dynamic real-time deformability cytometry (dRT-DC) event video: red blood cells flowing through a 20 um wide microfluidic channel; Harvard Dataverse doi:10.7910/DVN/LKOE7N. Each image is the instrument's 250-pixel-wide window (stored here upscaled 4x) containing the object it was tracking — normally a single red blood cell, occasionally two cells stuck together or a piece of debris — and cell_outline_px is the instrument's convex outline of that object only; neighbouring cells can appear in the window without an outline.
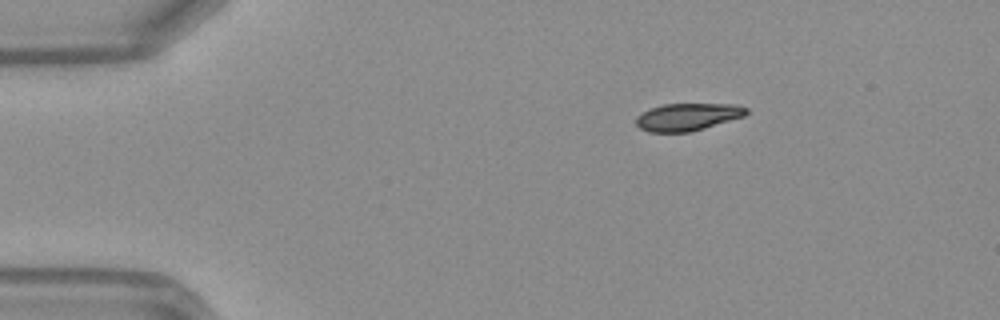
{"species": "Egyptian fruit bat (a non-hibernating species)", "species_latin": "Rousettus aegyptiacus", "temperature_condition": "warm", "stored_images_in_passage": 42, "camera_frame_rate_fps": 3000, "um_per_image_px": 0.085, "frame": {"image": 1, "passage_image": 1, "time_ms": 0.0, "image_size_px": [1000, 320], "cell_outline_px": [[748, 112], [744, 116], [704, 128], [688, 132], [648, 132], [640, 128], [636, 124], [636, 116], [652, 108], [664, 104], [736, 104], [748, 108]], "centroid_in_image_um": [58.45, 9.93], "position_along_channel_um": 26.5, "area_um2": 17.46}}
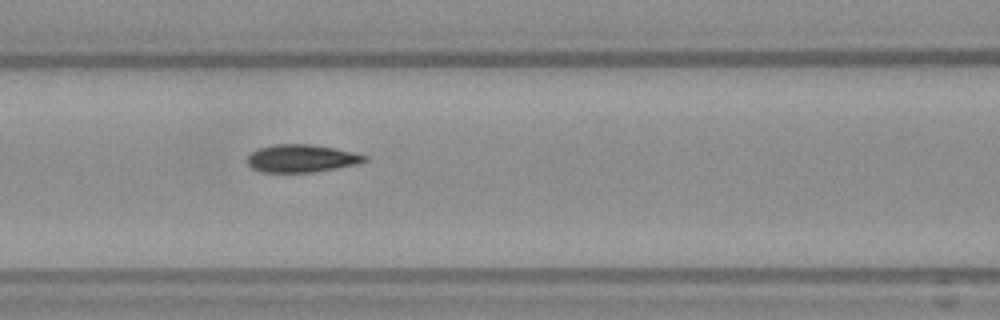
{"frame": {"image": 2, "passage_image": 14, "time_ms": 4.333, "image_size_px": [1000, 320], "cell_outline_px": [[368, 160], [360, 164], [312, 172], [260, 172], [252, 168], [248, 164], [248, 156], [256, 148], [276, 144], [312, 144], [336, 148], [368, 156]], "centroid_in_image_um": [25.64, 13.46], "position_along_channel_um": 141.0, "area_um2": 19.07}}
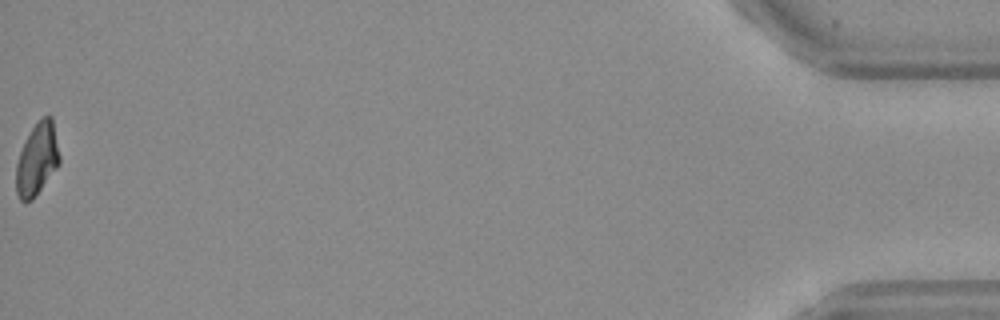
{"frame": {"image": 3, "passage_image": 42, "time_ms": 13.667, "image_size_px": [1000, 320], "cell_outline_px": [[60, 164], [32, 200], [20, 200], [16, 192], [16, 164], [20, 152], [32, 128], [44, 116], [52, 116], [60, 156]], "centroid_in_image_um": [3.17, 13.55], "position_along_channel_um": 432.0, "area_um2": 17.98}, "authors_computed_cell_mechanics": {"area_um2": 19.1607, "velocity_mm_per_s": 4.1747, "shape_relaxation_time_tau1_ms": 4.3852, "shape_relaxation_time_tau2_ms": 1.5215, "deformation_change_tau1": 0.1606, "deformation_change_tau2": 0.0493}}